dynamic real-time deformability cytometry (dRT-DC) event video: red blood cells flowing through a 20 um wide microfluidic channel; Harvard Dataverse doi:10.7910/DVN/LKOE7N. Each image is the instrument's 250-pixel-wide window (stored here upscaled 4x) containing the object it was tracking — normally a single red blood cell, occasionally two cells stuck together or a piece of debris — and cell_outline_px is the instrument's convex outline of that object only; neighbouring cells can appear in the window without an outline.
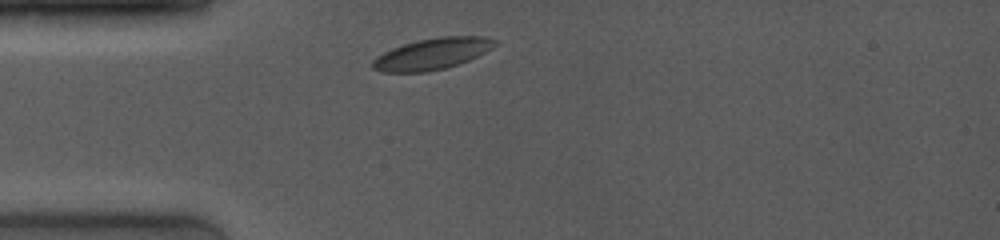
{"species": "common noctule bat (a hibernating species)", "species_latin": "Nyctalus noctula", "temperature_condition": "room temperature", "stored_images_in_passage": 6, "camera_frame_rate_fps": 4000, "um_per_image_px": 0.085, "animal": {"sex": "female", "body_mass_g": 19.0, "forearm_length_mm": 53.3}, "frame": {"image": 1, "passage_image": 1, "time_ms": 0.0, "image_size_px": [1000, 240], "cell_outline_px": [[500, 44], [468, 60], [444, 68], [428, 72], [380, 72], [372, 68], [372, 60], [376, 56], [392, 48], [404, 44], [420, 40], [440, 36], [484, 36], [500, 40]], "centroid_in_image_um": [36.76, 4.57], "position_along_channel_um": 48.2, "area_um2": 22.37}}